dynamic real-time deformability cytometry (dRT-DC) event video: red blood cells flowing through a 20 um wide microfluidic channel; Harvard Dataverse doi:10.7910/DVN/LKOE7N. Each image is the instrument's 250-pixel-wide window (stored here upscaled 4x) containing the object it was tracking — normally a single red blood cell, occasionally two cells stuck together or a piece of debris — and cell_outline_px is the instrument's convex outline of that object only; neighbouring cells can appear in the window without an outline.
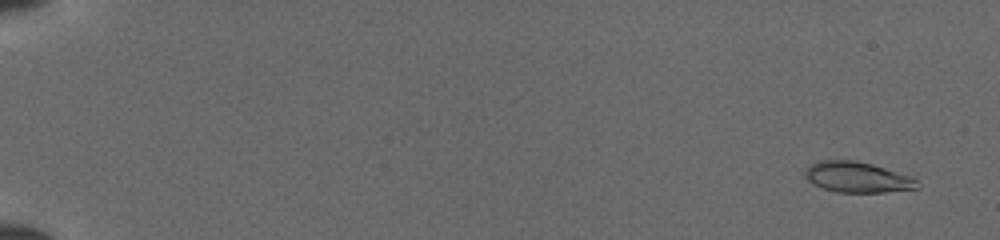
{"species": "common noctule bat (a hibernating species)", "species_latin": "Nyctalus noctula", "temperature_condition": "cold", "stored_images_in_passage": 51, "camera_frame_rate_fps": 3000, "um_per_image_px": 0.085, "animal": {"sex": "female", "body_mass_g": 19.5, "forearm_length_mm": 54.1}, "frame": {"image": 1, "passage_image": 3, "time_ms": 0.667, "image_size_px": [1000, 240], "cell_outline_px": [[920, 188], [884, 192], [836, 192], [812, 184], [808, 180], [804, 172], [804, 168], [820, 160], [856, 160], [872, 164], [912, 176], [920, 184]], "centroid_in_image_um": [72.88, 15.06], "position_along_channel_um": 12.1, "area_um2": 20.11}}
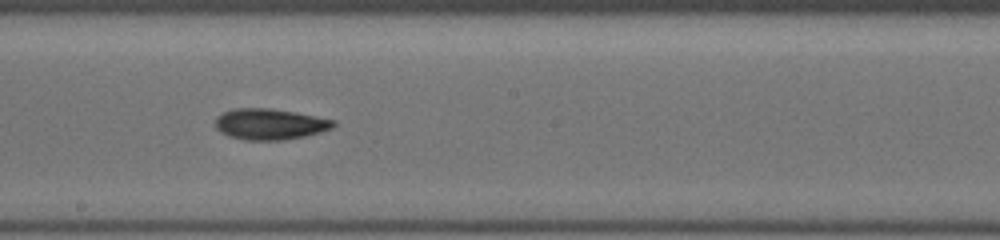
{"frame": {"image": 2, "passage_image": 31, "time_ms": 10.0, "image_size_px": [1000, 240], "cell_outline_px": [[336, 124], [332, 128], [308, 136], [284, 140], [244, 140], [228, 136], [220, 132], [212, 124], [216, 116], [220, 112], [232, 108], [272, 108], [296, 112], [336, 120]], "centroid_in_image_um": [22.89, 10.54], "position_along_channel_um": 225.3, "area_um2": 21.91}}
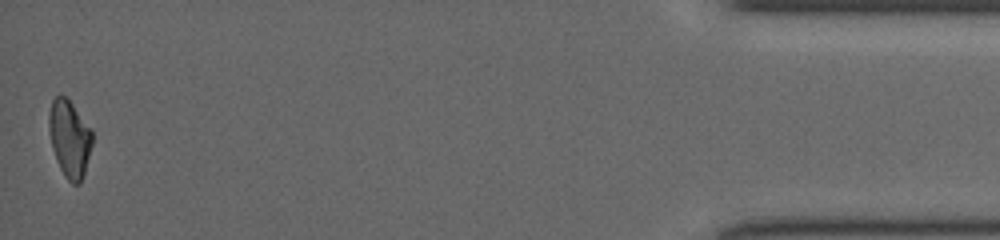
{"frame": {"image": 3, "passage_image": 51, "time_ms": 16.667, "image_size_px": [1000, 240], "cell_outline_px": [[92, 144], [84, 172], [80, 184], [72, 184], [64, 176], [56, 160], [52, 148], [48, 128], [48, 116], [52, 100], [56, 96], [64, 96], [72, 104], [92, 128]], "centroid_in_image_um": [5.9, 11.78], "position_along_channel_um": 429.3, "area_um2": 19.42}}